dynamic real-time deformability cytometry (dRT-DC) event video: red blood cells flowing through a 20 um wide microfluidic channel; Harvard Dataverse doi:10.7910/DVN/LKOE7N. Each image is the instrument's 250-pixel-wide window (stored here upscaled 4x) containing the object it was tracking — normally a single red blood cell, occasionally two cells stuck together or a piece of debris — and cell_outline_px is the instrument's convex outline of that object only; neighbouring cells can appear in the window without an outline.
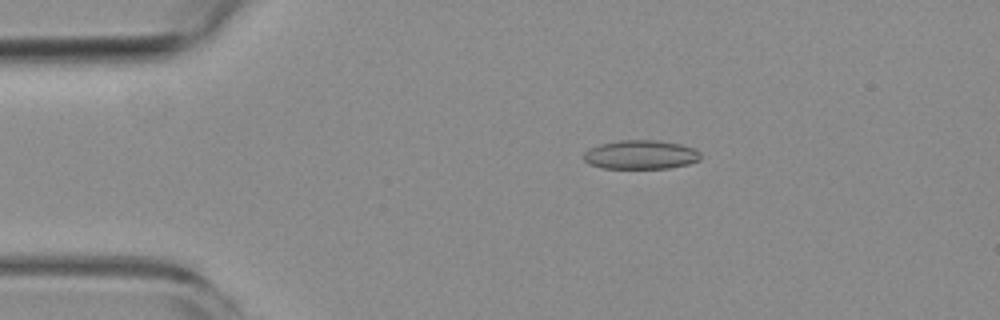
{"species": "common noctule bat (a hibernating species)", "species_latin": "Nyctalus noctula", "temperature_condition": "room temperature", "stored_images_in_passage": 7, "camera_frame_rate_fps": 3000, "um_per_image_px": 0.085, "animal": {"sex": "female", "body_mass_g": 19.3, "forearm_length_mm": 54.1}, "frame": {"image": 1, "passage_image": 3, "time_ms": 2.333, "image_size_px": [1000, 320], "cell_outline_px": [[700, 160], [688, 164], [668, 168], [604, 168], [588, 164], [584, 160], [584, 152], [600, 144], [620, 140], [656, 140], [680, 144], [692, 148], [700, 152]], "centroid_in_image_um": [54.46, 13.15], "position_along_channel_um": 30.5, "area_um2": 19.59}}
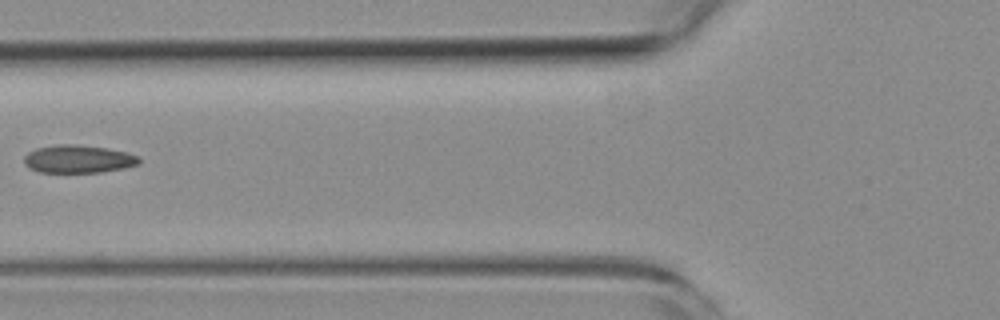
{"frame": {"image": 2, "passage_image": 6, "time_ms": 6.0, "image_size_px": [1000, 320], "cell_outline_px": [[140, 164], [100, 172], [40, 172], [28, 168], [24, 164], [24, 156], [28, 152], [36, 148], [56, 144], [72, 144], [108, 148], [124, 152], [136, 156], [140, 160]], "centroid_in_image_um": [6.58, 13.51], "position_along_channel_um": 119.2, "area_um2": 18.55}}
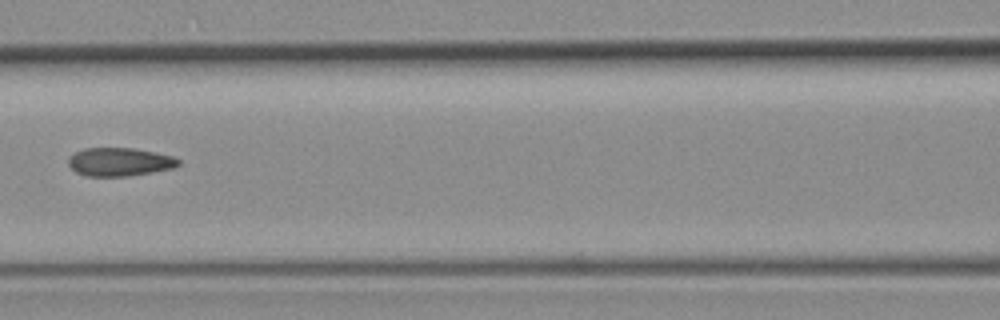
{"frame": {"image": 3, "passage_image": 7, "time_ms": 7.0, "image_size_px": [1000, 320], "cell_outline_px": [[180, 164], [172, 168], [152, 172], [128, 176], [84, 176], [76, 172], [68, 164], [68, 160], [76, 152], [84, 148], [132, 148], [156, 152], [172, 156], [180, 160]], "centroid_in_image_um": [10.17, 13.76], "position_along_channel_um": 156.4, "area_um2": 18.09}}